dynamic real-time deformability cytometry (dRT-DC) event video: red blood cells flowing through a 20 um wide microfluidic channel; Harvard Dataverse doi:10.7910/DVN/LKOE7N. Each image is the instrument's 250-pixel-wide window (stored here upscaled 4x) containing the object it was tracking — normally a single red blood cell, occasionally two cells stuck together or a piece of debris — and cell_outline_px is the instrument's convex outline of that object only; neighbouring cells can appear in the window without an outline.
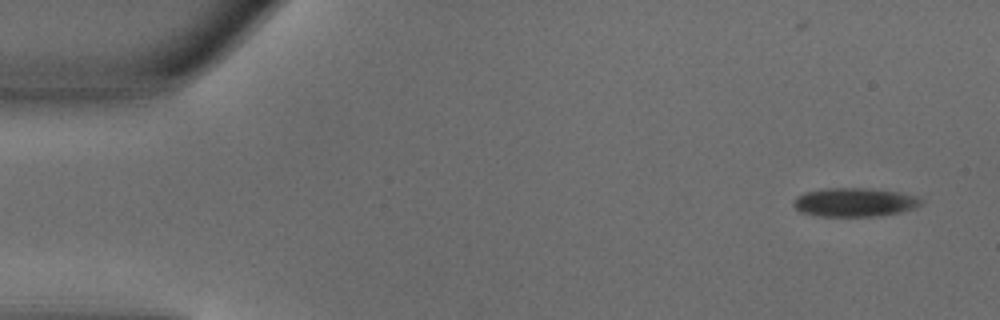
{"species": "common noctule bat (a hibernating species)", "species_latin": "Nyctalus noctula", "temperature_condition": "warm", "stored_images_in_passage": 5, "camera_frame_rate_fps": 3000, "um_per_image_px": 0.085, "animal": {"sex": "male", "body_mass_g": 18.8}, "frame": {"image": 1, "passage_image": 2, "time_ms": 0.333, "image_size_px": [1000, 320], "cell_outline_px": [[924, 200], [916, 208], [900, 212], [876, 216], [816, 216], [800, 212], [792, 204], [792, 200], [796, 196], [804, 192], [820, 188], [872, 188], [900, 192], [916, 196]], "centroid_in_image_um": [72.6, 17.18], "position_along_channel_um": 12.4, "area_um2": 21.73}}